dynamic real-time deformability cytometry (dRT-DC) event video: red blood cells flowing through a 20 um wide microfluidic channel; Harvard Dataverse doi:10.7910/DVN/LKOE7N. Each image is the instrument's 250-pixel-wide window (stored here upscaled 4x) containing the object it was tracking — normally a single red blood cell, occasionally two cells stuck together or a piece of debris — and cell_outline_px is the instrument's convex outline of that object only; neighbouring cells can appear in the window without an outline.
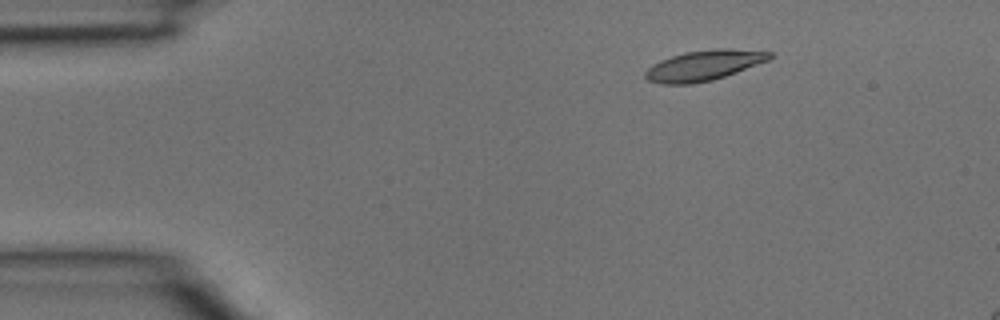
{"species": "common noctule bat (a hibernating species)", "species_latin": "Nyctalus noctula", "temperature_condition": "room temperature", "stored_images_in_passage": 7, "camera_frame_rate_fps": 3000, "um_per_image_px": 0.085, "animal": {"sex": "male", "body_mass_g": 15.6}, "frame": {"image": 1, "passage_image": 1, "time_ms": 0.0, "image_size_px": [1000, 320], "cell_outline_px": [[772, 56], [768, 60], [736, 72], [712, 80], [692, 84], [660, 84], [648, 80], [644, 76], [644, 72], [652, 64], [660, 60], [684, 52], [716, 48], [728, 48], [772, 52]], "centroid_in_image_um": [59.79, 5.56], "position_along_channel_um": 25.2, "area_um2": 21.91}}